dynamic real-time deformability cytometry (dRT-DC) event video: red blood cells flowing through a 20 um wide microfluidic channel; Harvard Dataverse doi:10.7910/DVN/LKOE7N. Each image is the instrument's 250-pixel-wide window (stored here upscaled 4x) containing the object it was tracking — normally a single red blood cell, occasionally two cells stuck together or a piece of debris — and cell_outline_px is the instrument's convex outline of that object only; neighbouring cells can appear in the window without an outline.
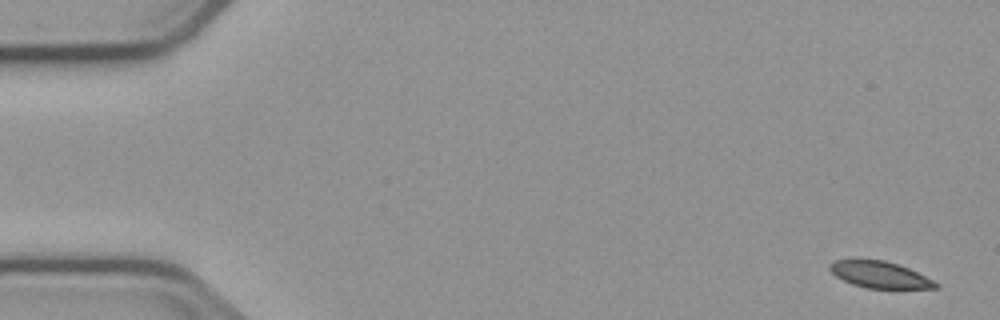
{"species": "common noctule bat (a hibernating species)", "species_latin": "Nyctalus noctula", "temperature_condition": "cold", "stored_images_in_passage": 5, "camera_frame_rate_fps": 3000, "um_per_image_px": 0.085, "animal": {"sex": "male", "body_mass_g": 23.1, "forearm_length_mm": 52.7}, "frame": {"image": 1, "passage_image": 1, "time_ms": 0.0, "image_size_px": [1000, 320], "cell_outline_px": [[940, 288], [868, 288], [852, 284], [836, 276], [828, 268], [828, 264], [836, 260], [852, 256], [884, 260], [908, 268], [940, 284]], "centroid_in_image_um": [74.69, 23.3], "position_along_channel_um": 10.3, "area_um2": 16.76}}
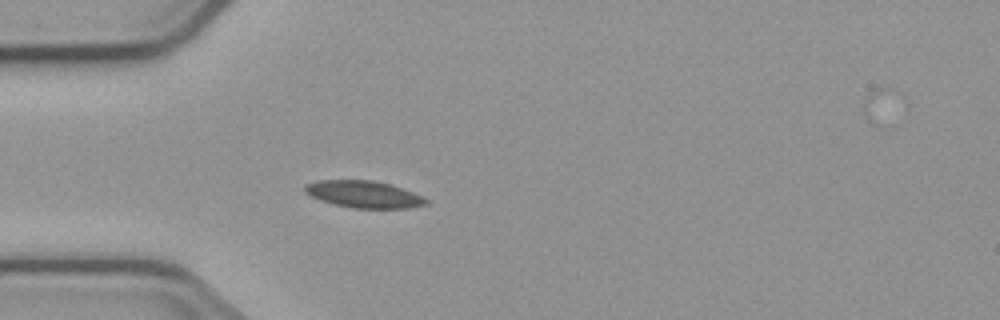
{"frame": {"image": 2, "passage_image": 5, "time_ms": 4.667, "image_size_px": [1000, 320], "cell_outline_px": [[428, 204], [408, 208], [352, 208], [332, 204], [320, 200], [304, 192], [304, 184], [320, 180], [372, 180], [388, 184], [412, 192], [428, 200]], "centroid_in_image_um": [30.87, 16.52], "position_along_channel_um": 54.1, "area_um2": 18.9}}